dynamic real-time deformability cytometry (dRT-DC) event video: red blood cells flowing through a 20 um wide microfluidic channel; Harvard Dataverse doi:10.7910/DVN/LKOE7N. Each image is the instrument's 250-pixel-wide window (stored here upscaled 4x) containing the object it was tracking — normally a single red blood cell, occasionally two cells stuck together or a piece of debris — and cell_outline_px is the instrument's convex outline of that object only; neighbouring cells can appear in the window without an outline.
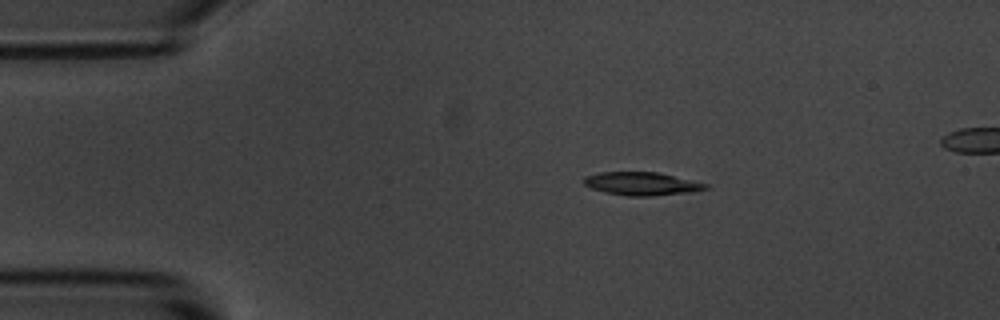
{"species": "common noctule bat (a hibernating species)", "species_latin": "Nyctalus noctula", "temperature_condition": "room temperature", "stored_images_in_passage": 6, "camera_frame_rate_fps": 3000, "um_per_image_px": 0.085, "animal": {"sex": "male", "body_mass_g": 20.1, "forearm_length_mm": 53.5}, "frame": {"image": 1, "passage_image": 1, "time_ms": 0.0, "image_size_px": [1000, 320], "cell_outline_px": [[712, 188], [692, 192], [652, 196], [628, 196], [604, 192], [592, 188], [584, 184], [584, 176], [600, 172], [656, 172], [708, 184]], "centroid_in_image_um": [54.56, 15.62], "position_along_channel_um": 30.4, "area_um2": 16.42}}
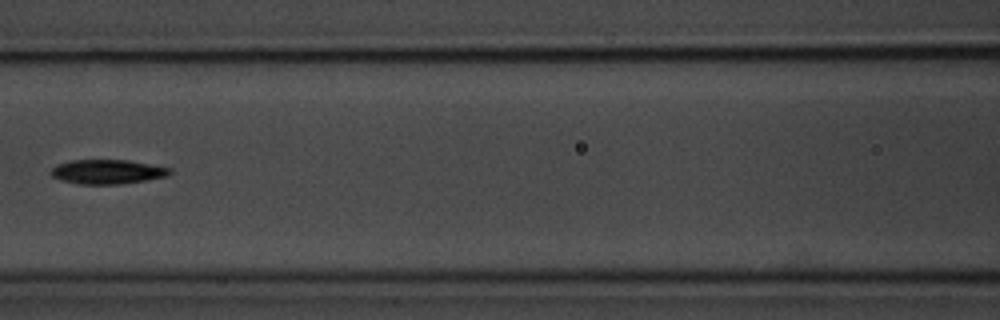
{"frame": {"image": 2, "passage_image": 5, "time_ms": 4.667, "image_size_px": [1000, 320], "cell_outline_px": [[172, 172], [168, 176], [120, 184], [76, 184], [60, 180], [52, 176], [52, 168], [56, 164], [68, 160], [128, 160], [172, 168]], "centroid_in_image_um": [9.12, 14.59], "position_along_channel_um": 157.5, "area_um2": 16.94}}
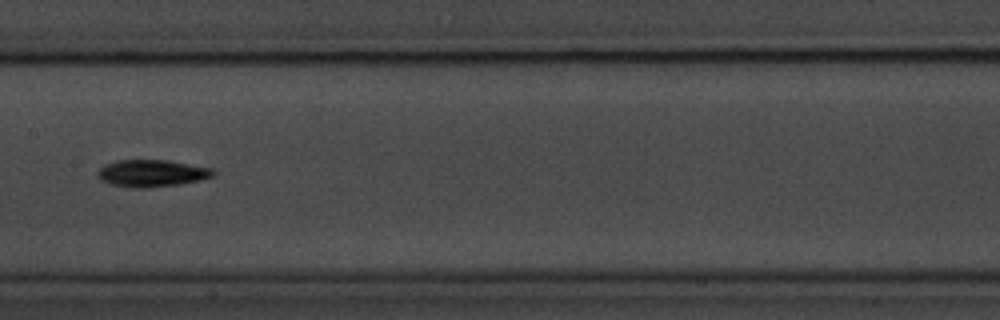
{"frame": {"image": 3, "passage_image": 6, "time_ms": 5.667, "image_size_px": [1000, 320], "cell_outline_px": [[216, 172], [212, 176], [200, 180], [180, 184], [144, 188], [132, 188], [112, 184], [100, 180], [96, 172], [104, 164], [116, 160], [164, 160], [212, 168]], "centroid_in_image_um": [12.87, 14.73], "position_along_channel_um": 194.5, "area_um2": 18.15}}